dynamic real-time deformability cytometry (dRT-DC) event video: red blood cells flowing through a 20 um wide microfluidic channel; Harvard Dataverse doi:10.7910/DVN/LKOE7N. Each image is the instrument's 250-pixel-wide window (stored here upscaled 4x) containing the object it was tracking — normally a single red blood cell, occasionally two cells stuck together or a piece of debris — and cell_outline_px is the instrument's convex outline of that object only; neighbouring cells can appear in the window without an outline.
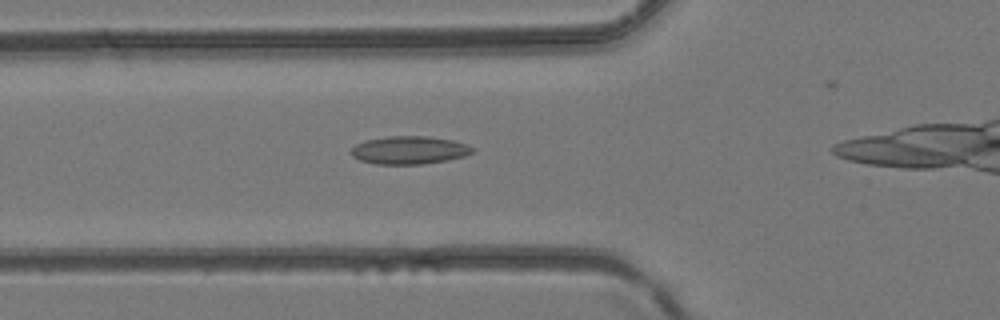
{"species": "common noctule bat (a hibernating species)", "species_latin": "Nyctalus noctula", "temperature_condition": "room temperature", "stored_images_in_passage": 21, "camera_frame_rate_fps": 3000, "um_per_image_px": 0.085, "animal": {"sex": "female", "body_mass_g": 24.6, "forearm_length_mm": 56.2}, "frame": {"image": 1, "passage_image": 2, "time_ms": 0.333, "image_size_px": [1000, 320], "cell_outline_px": [[476, 148], [472, 152], [464, 156], [448, 160], [420, 164], [376, 164], [360, 160], [352, 156], [348, 152], [356, 144], [364, 140], [388, 136], [428, 136], [452, 140], [468, 144]], "centroid_in_image_um": [34.78, 12.75], "position_along_channel_um": 91.0, "area_um2": 19.94}}
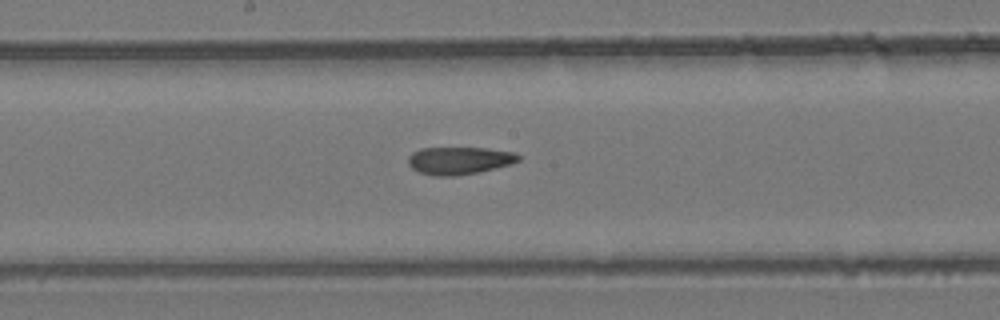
{"frame": {"image": 2, "passage_image": 9, "time_ms": 2.667, "image_size_px": [1000, 320], "cell_outline_px": [[520, 160], [508, 164], [476, 172], [456, 176], [436, 176], [420, 172], [412, 168], [408, 164], [408, 156], [412, 152], [420, 148], [484, 148], [516, 152], [520, 156]], "centroid_in_image_um": [39.0, 13.63], "position_along_channel_um": 209.2, "area_um2": 17.51}}
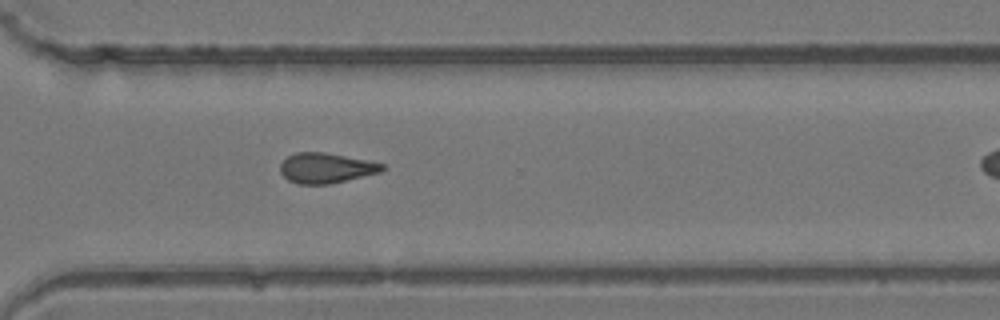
{"frame": {"image": 3, "passage_image": 17, "time_ms": 5.333, "image_size_px": [1000, 320], "cell_outline_px": [[388, 168], [380, 172], [328, 184], [300, 184], [288, 180], [280, 172], [280, 164], [288, 156], [296, 152], [324, 152], [384, 164]], "centroid_in_image_um": [27.69, 14.28], "position_along_channel_um": 342.9, "area_um2": 17.69}}